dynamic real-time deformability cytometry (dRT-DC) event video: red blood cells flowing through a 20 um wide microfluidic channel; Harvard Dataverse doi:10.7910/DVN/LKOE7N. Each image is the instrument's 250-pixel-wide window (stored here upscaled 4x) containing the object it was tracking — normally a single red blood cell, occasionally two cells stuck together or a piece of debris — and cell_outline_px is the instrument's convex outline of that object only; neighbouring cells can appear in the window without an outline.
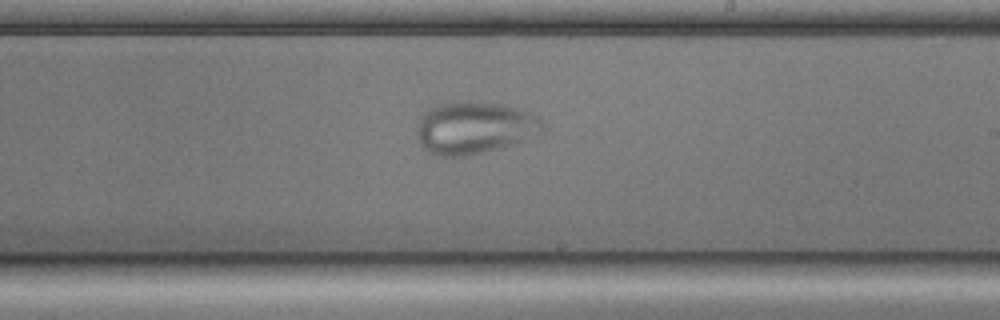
{"species": "common noctule bat (a hibernating species)", "species_latin": "Nyctalus noctula", "temperature_condition": "cold", "stored_images_in_passage": 56, "camera_frame_rate_fps": 3000, "um_per_image_px": 0.085, "animal": {"sex": "male", "body_mass_g": 17.9, "forearm_length_mm": 54.2}, "frame": {"image": 1, "passage_image": 31, "time_ms": 10.0, "image_size_px": [1000, 320], "cell_outline_px": [[544, 132], [500, 148], [484, 152], [464, 156], [436, 156], [428, 152], [420, 144], [416, 136], [416, 124], [424, 112], [428, 108], [440, 104], [504, 104], [528, 112], [536, 116], [544, 124]], "centroid_in_image_um": [40.29, 10.9], "position_along_channel_um": 248.7, "area_um2": 37.63}}